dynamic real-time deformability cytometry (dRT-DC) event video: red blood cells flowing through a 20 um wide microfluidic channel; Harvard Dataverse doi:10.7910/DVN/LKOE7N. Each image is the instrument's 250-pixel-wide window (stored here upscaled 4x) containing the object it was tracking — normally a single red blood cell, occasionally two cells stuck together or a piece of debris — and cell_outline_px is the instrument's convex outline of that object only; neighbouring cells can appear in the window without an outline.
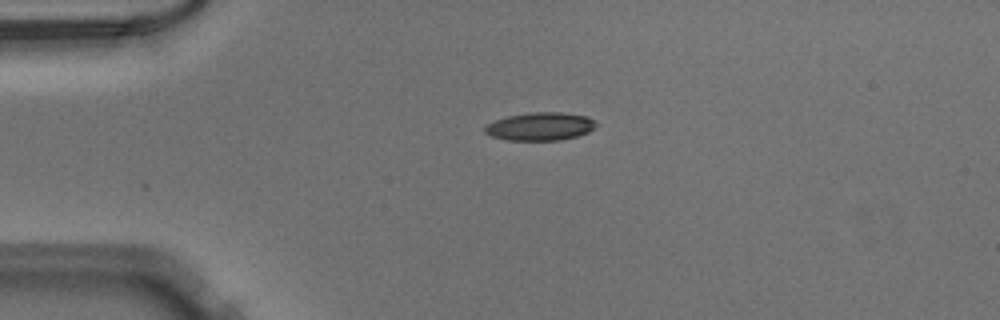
{"species": "Egyptian fruit bat (a non-hibernating species)", "species_latin": "Rousettus aegyptiacus", "temperature_condition": "warm", "stored_images_in_passage": 40, "camera_frame_rate_fps": 3000, "um_per_image_px": 0.085, "animal": {"sex": "male"}, "frame": {"image": 1, "passage_image": 1, "time_ms": 0.0, "image_size_px": [1000, 320], "cell_outline_px": [[596, 128], [588, 132], [576, 136], [560, 140], [508, 140], [492, 136], [484, 132], [484, 128], [488, 124], [496, 120], [508, 116], [532, 112], [560, 112], [588, 116], [596, 124]], "centroid_in_image_um": [45.93, 10.74], "position_along_channel_um": 39.1, "area_um2": 18.03}}
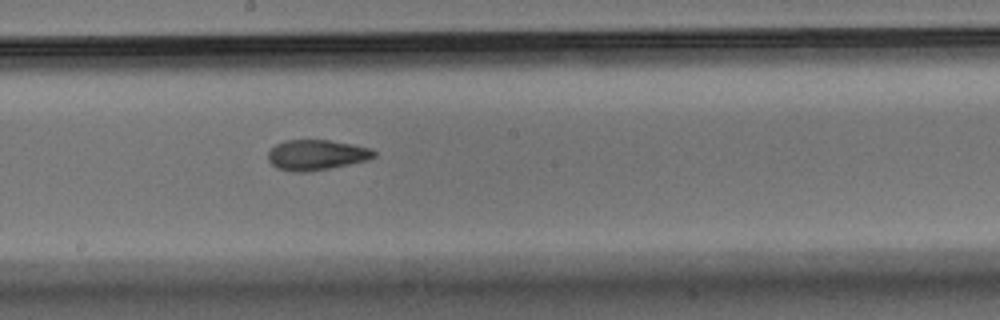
{"frame": {"image": 2, "passage_image": 17, "time_ms": 5.333, "image_size_px": [1000, 320], "cell_outline_px": [[376, 156], [368, 160], [308, 172], [292, 172], [276, 168], [268, 160], [268, 152], [276, 144], [284, 140], [328, 140], [352, 144], [372, 148], [376, 152]], "centroid_in_image_um": [26.89, 13.17], "position_along_channel_um": 221.3, "area_um2": 18.79}}
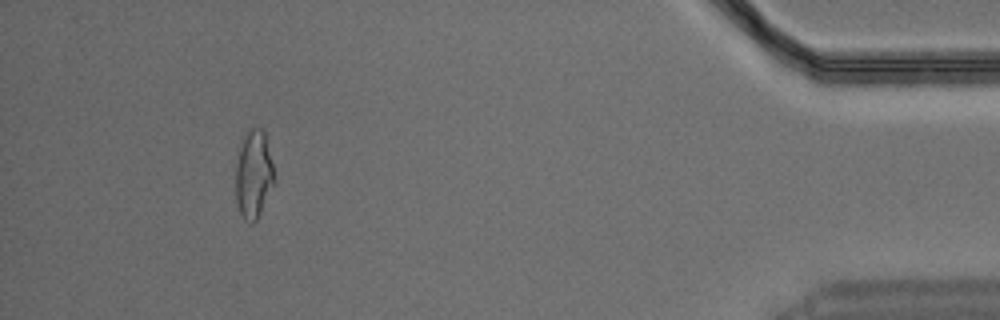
{"frame": {"image": 3, "passage_image": 36, "time_ms": 11.667, "image_size_px": [1000, 320], "cell_outline_px": [[276, 184], [256, 220], [252, 224], [244, 220], [240, 212], [236, 200], [236, 164], [240, 140], [248, 128], [252, 124], [264, 128], [276, 176]], "centroid_in_image_um": [21.58, 14.74], "position_along_channel_um": 413.6, "area_um2": 20.75}}